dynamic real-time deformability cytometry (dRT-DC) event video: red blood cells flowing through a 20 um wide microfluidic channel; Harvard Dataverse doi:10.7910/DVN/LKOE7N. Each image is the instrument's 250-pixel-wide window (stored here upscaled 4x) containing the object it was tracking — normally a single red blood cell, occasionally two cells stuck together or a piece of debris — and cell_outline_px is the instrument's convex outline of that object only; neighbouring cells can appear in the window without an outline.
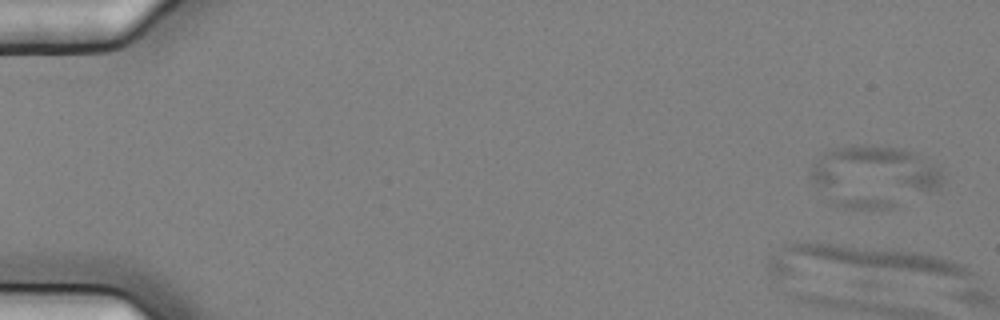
{"species": "common noctule bat (a hibernating species)", "species_latin": "Nyctalus noctula", "temperature_condition": "cold", "stored_images_in_passage": 6, "camera_frame_rate_fps": 3000, "um_per_image_px": 0.085, "animal": {"sex": "female", "body_mass_g": 25.1}, "frame": {"image": 1, "passage_image": 2, "time_ms": 0.333, "image_size_px": [1000, 320], "cell_outline_px": [[944, 176], [940, 184], [936, 188], [892, 208], [840, 208], [828, 204], [824, 200], [812, 184], [808, 176], [812, 164], [824, 152], [832, 148], [848, 144], [872, 144], [900, 148], [912, 152], [940, 168]], "centroid_in_image_um": [74.14, 14.98], "position_along_channel_um": 10.9, "area_um2": 48.21}}